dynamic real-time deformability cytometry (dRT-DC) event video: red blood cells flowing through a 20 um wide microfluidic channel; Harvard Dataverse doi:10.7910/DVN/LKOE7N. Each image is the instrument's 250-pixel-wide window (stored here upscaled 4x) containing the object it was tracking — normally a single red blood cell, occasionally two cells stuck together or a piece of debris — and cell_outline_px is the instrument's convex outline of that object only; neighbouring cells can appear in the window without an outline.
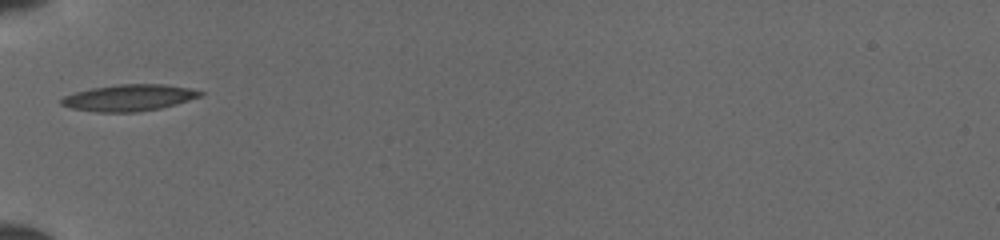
{"species": "common noctule bat (a hibernating species)", "species_latin": "Nyctalus noctula", "temperature_condition": "cold", "stored_images_in_passage": 32, "camera_frame_rate_fps": 3000, "um_per_image_px": 0.085, "animal": {"sex": "female", "body_mass_g": 19.5, "forearm_length_mm": 54.1}, "frame": {"image": 1, "passage_image": 1, "time_ms": 0.0, "image_size_px": [1000, 240], "cell_outline_px": [[204, 92], [200, 96], [176, 104], [160, 108], [136, 112], [96, 112], [72, 108], [60, 104], [60, 100], [64, 96], [76, 92], [92, 88], [116, 84], [164, 84], [188, 88]], "centroid_in_image_um": [10.94, 8.3], "position_along_channel_um": 74.1, "area_um2": 21.27}}
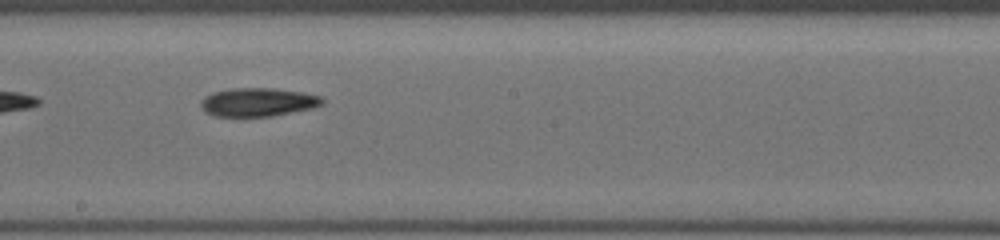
{"frame": {"image": 2, "passage_image": 12, "time_ms": 3.667, "image_size_px": [1000, 240], "cell_outline_px": [[324, 104], [312, 108], [272, 116], [212, 116], [204, 112], [200, 104], [212, 92], [232, 88], [276, 88], [304, 92], [320, 96], [324, 100]], "centroid_in_image_um": [21.96, 8.68], "position_along_channel_um": 226.2, "area_um2": 20.17}}
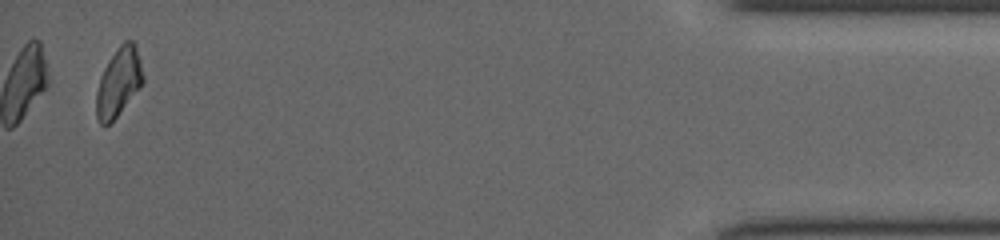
{"frame": {"image": 3, "passage_image": 31, "time_ms": 10.0, "image_size_px": [1000, 240], "cell_outline_px": [[144, 80], [140, 88], [116, 116], [108, 124], [100, 124], [96, 116], [96, 92], [104, 68], [108, 60], [120, 44], [124, 40], [132, 40], [136, 48], [140, 60], [144, 76]], "centroid_in_image_um": [10.09, 6.96], "position_along_channel_um": 425.1, "area_um2": 18.38}}